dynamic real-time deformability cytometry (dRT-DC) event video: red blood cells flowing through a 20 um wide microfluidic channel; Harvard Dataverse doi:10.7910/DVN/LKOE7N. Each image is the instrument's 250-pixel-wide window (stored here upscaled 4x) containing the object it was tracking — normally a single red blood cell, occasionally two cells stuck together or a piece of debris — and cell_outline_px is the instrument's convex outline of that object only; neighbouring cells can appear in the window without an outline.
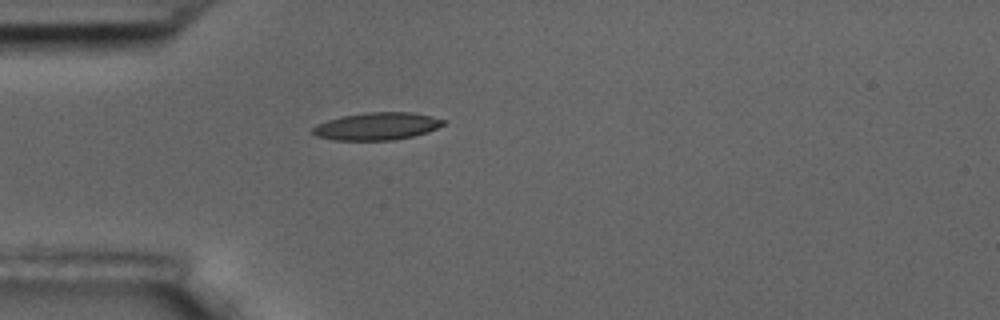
{"species": "common noctule bat (a hibernating species)", "species_latin": "Nyctalus noctula", "temperature_condition": "room temperature", "stored_images_in_passage": 1, "camera_frame_rate_fps": 3000, "um_per_image_px": 0.085, "animal": {"sex": "male", "body_mass_g": 17.5, "forearm_length_mm": 52.3}, "frame": {"image": 1, "passage_image": 1, "time_ms": 0.0, "image_size_px": [1000, 320], "cell_outline_px": [[448, 120], [444, 124], [428, 132], [412, 136], [392, 140], [332, 140], [316, 136], [308, 132], [316, 124], [340, 116], [364, 112], [412, 112], [432, 116]], "centroid_in_image_um": [32.0, 10.72], "position_along_channel_um": 53.0, "area_um2": 21.21}}